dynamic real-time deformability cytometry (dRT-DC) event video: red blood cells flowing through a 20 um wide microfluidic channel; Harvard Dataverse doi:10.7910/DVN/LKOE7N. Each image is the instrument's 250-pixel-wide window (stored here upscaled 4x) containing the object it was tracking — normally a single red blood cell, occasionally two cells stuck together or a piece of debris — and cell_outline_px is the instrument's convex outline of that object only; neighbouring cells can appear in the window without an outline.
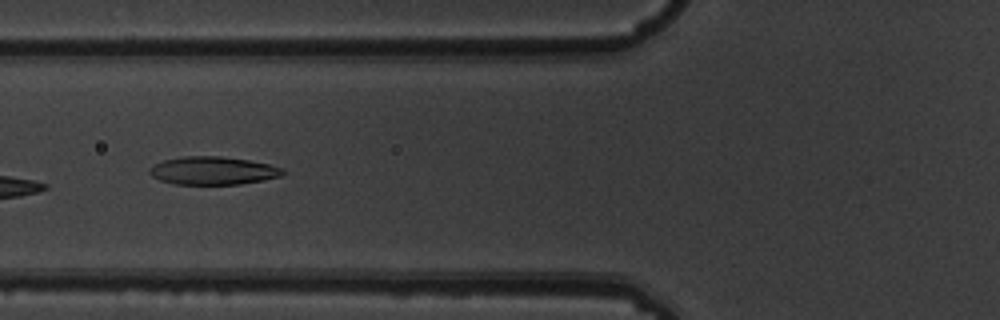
{"species": "common noctule bat (a hibernating species)", "species_latin": "Nyctalus noctula", "temperature_condition": "warm", "stored_images_in_passage": 8, "camera_frame_rate_fps": 3000, "um_per_image_px": 0.085, "animal": {"sex": "male", "body_mass_g": 19.5, "forearm_length_mm": 54.6}, "frame": {"image": 1, "passage_image": 6, "time_ms": 1.667, "image_size_px": [1000, 320], "cell_outline_px": [[288, 172], [280, 176], [264, 180], [240, 184], [172, 184], [160, 180], [152, 176], [148, 172], [156, 164], [164, 160], [184, 156], [220, 156], [248, 160], [268, 164], [284, 168]], "centroid_in_image_um": [18.15, 14.51], "position_along_channel_um": 107.7, "area_um2": 21.73}}
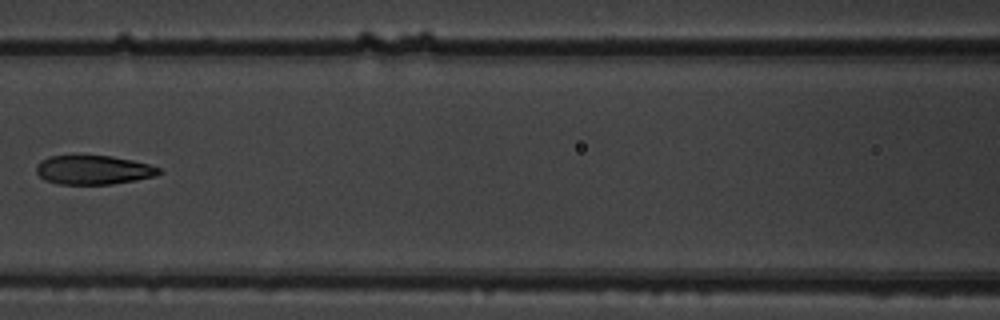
{"frame": {"image": 2, "passage_image": 7, "time_ms": 2.0, "image_size_px": [1000, 320], "cell_outline_px": [[164, 172], [156, 176], [136, 180], [112, 184], [56, 184], [44, 180], [36, 172], [36, 164], [40, 160], [48, 156], [112, 156], [132, 160], [148, 164], [160, 168]], "centroid_in_image_um": [7.94, 14.45], "position_along_channel_um": 158.7, "area_um2": 20.92}}
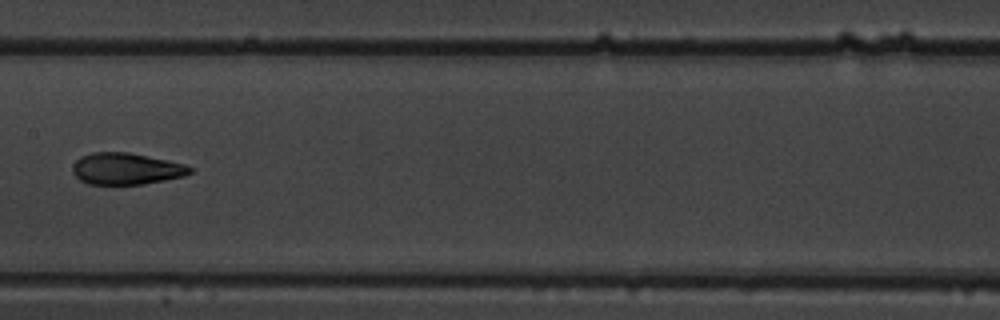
{"frame": {"image": 3, "passage_image": 8, "time_ms": 2.333, "image_size_px": [1000, 320], "cell_outline_px": [[192, 172], [184, 176], [144, 184], [88, 184], [80, 180], [72, 172], [72, 164], [80, 156], [92, 152], [128, 152], [148, 156], [184, 164], [192, 168]], "centroid_in_image_um": [10.69, 14.34], "position_along_channel_um": 196.7, "area_um2": 21.62}}